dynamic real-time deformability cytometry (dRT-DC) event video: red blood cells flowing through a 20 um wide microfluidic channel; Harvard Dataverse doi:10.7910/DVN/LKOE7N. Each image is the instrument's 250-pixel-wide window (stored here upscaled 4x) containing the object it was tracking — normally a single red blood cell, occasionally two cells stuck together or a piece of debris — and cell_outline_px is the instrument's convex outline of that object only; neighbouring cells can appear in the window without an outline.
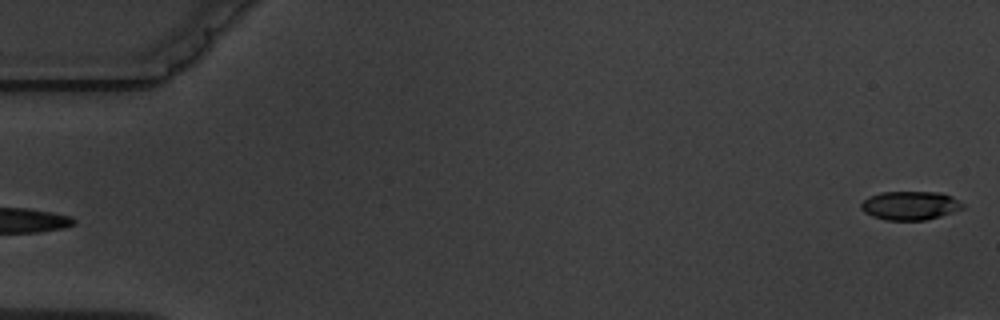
{"species": "common noctule bat (a hibernating species)", "species_latin": "Nyctalus noctula", "temperature_condition": "warm", "stored_images_in_passage": 3, "camera_frame_rate_fps": 3000, "um_per_image_px": 0.085, "animal": {"sex": "male", "body_mass_g": 19.5, "forearm_length_mm": 54.6}, "frame": {"image": 1, "passage_image": 3, "time_ms": 3.0, "image_size_px": [1000, 320], "cell_outline_px": [[964, 208], [940, 216], [924, 220], [888, 220], [872, 216], [864, 212], [860, 208], [860, 204], [868, 196], [880, 192], [940, 192], [952, 196], [964, 204]], "centroid_in_image_um": [77.35, 17.46], "position_along_channel_um": 7.7, "area_um2": 17.05}}